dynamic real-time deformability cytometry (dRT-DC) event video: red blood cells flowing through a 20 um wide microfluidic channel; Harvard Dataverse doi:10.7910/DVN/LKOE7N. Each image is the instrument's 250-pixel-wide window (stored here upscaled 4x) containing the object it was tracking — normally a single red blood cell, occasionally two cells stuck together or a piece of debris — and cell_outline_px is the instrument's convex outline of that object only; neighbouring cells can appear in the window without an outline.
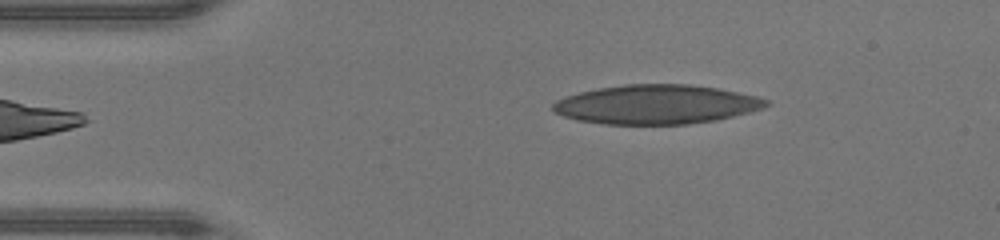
{"species": "human", "species_latin": "Homo sapiens", "temperature_condition": "warm", "stored_images_in_passage": 40, "camera_frame_rate_fps": 3000, "um_per_image_px": 0.085, "donor": {"sex": "male"}, "frame": {"image": 1, "passage_image": 1, "time_ms": 0.0, "image_size_px": [1000, 240], "cell_outline_px": [[768, 104], [764, 108], [716, 120], [688, 124], [604, 124], [576, 120], [552, 112], [552, 104], [556, 100], [564, 96], [580, 92], [600, 88], [624, 84], [688, 84], [716, 88], [756, 96], [768, 100]], "centroid_in_image_um": [55.73, 8.88], "position_along_channel_um": 29.3, "area_um2": 48.61}}
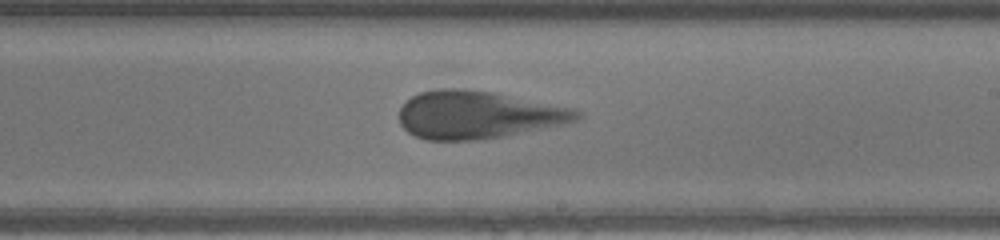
{"frame": {"image": 2, "passage_image": 20, "time_ms": 6.333, "image_size_px": [1000, 240], "cell_outline_px": [[584, 116], [576, 120], [560, 124], [504, 136], [480, 140], [424, 140], [408, 132], [400, 124], [400, 108], [412, 96], [420, 92], [444, 88], [460, 88], [496, 92], [576, 108]], "centroid_in_image_um": [40.63, 9.75], "position_along_channel_um": 248.4, "area_um2": 49.48}}
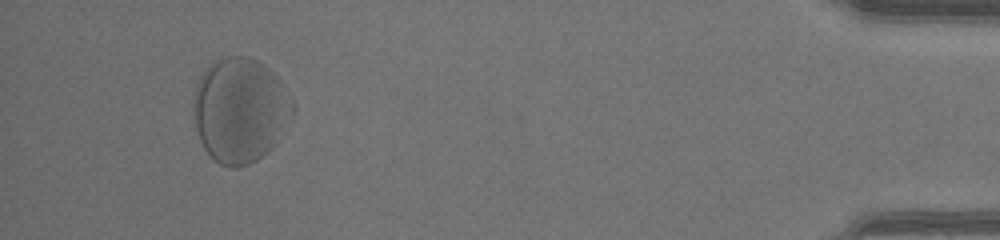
{"frame": {"image": 3, "passage_image": 37, "time_ms": 12.0, "image_size_px": [1000, 240], "cell_outline_px": [[296, 108], [292, 120], [276, 144], [268, 152], [256, 160], [248, 164], [232, 168], [220, 164], [204, 148], [200, 140], [192, 116], [192, 100], [196, 84], [200, 76], [216, 60], [228, 56], [248, 56], [264, 64], [276, 76]], "centroid_in_image_um": [20.41, 9.38], "position_along_channel_um": 414.8, "area_um2": 60.92}, "authors_computed_cell_mechanics": {"area_um2": 49.6791, "velocity_mm_per_s": 4.2756, "shape_relaxation_time_tau1_ms": 3.2137, "shape_relaxation_time_tau2_ms": 1.0743, "deformation_change_tau1": 0.1419, "deformation_change_tau2": 0.096}}